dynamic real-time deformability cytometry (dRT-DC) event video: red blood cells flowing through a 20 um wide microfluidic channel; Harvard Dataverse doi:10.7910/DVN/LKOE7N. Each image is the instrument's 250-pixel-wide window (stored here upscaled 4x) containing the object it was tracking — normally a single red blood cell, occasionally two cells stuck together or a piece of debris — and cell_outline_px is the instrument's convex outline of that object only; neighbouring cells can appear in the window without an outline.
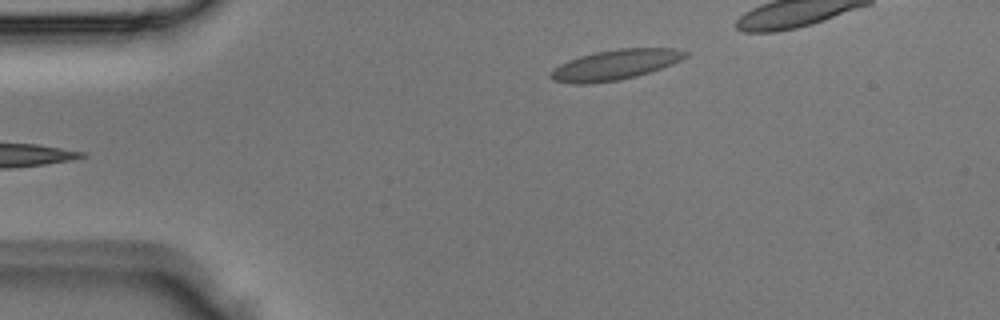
{"species": "Egyptian fruit bat (a non-hibernating species)", "species_latin": "Rousettus aegyptiacus", "temperature_condition": "room temperature", "stored_images_in_passage": 2, "camera_frame_rate_fps": 3000, "um_per_image_px": 0.085, "animal": {"sex": "male"}, "frame": {"image": 1, "passage_image": 2, "time_ms": 0.333, "image_size_px": [1000, 320], "cell_outline_px": [[688, 56], [672, 64], [636, 76], [620, 80], [588, 84], [576, 84], [552, 80], [548, 76], [560, 64], [568, 60], [580, 56], [596, 52], [620, 48], [672, 48], [688, 52]], "centroid_in_image_um": [52.28, 5.51], "position_along_channel_um": 32.7, "area_um2": 23.47}}